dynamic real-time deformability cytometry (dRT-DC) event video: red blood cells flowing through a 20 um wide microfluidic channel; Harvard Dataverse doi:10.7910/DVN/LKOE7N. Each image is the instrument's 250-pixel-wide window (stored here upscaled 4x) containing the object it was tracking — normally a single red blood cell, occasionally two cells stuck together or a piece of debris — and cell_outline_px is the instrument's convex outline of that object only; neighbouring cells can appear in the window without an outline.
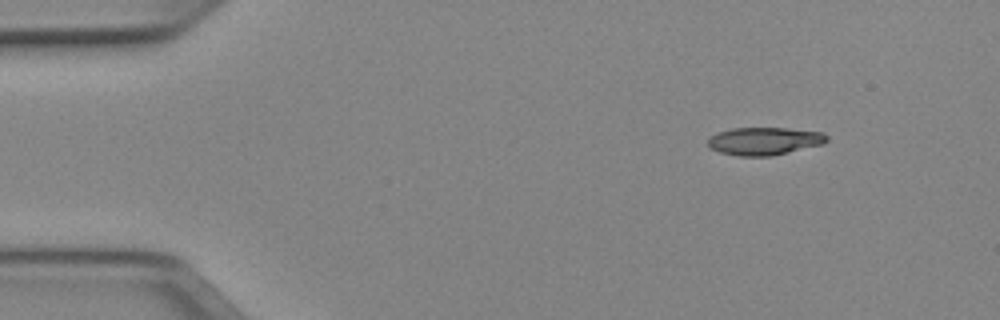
{"species": "Egyptian fruit bat (a non-hibernating species)", "species_latin": "Rousettus aegyptiacus", "temperature_condition": "cold", "stored_images_in_passage": 46, "camera_frame_rate_fps": 3000, "um_per_image_px": 0.085, "animal": {"sex": "female"}, "frame": {"image": 1, "passage_image": 1, "time_ms": 0.0, "image_size_px": [1000, 320], "cell_outline_px": [[828, 140], [824, 144], [772, 156], [740, 156], [720, 152], [712, 148], [708, 144], [708, 140], [716, 132], [732, 128], [784, 128], [824, 132], [828, 136]], "centroid_in_image_um": [65.01, 11.99], "position_along_channel_um": 20.0, "area_um2": 19.25}}
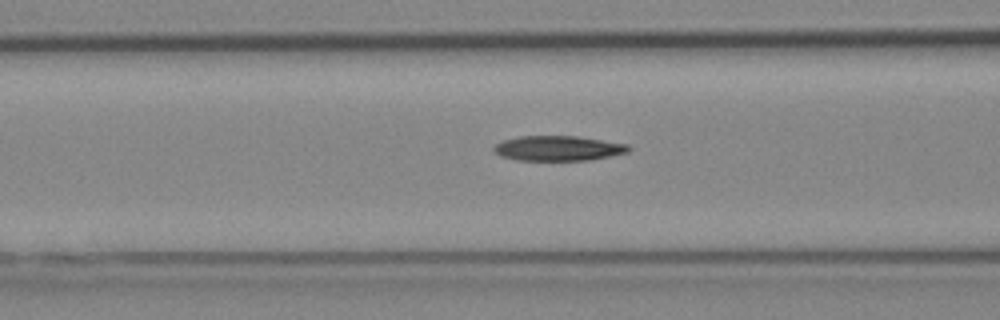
{"frame": {"image": 2, "passage_image": 15, "time_ms": 4.667, "image_size_px": [1000, 320], "cell_outline_px": [[632, 148], [628, 152], [588, 160], [516, 160], [500, 156], [492, 152], [492, 148], [496, 144], [504, 140], [520, 136], [576, 136], [628, 144]], "centroid_in_image_um": [47.41, 12.6], "position_along_channel_um": 119.2, "area_um2": 19.59}}
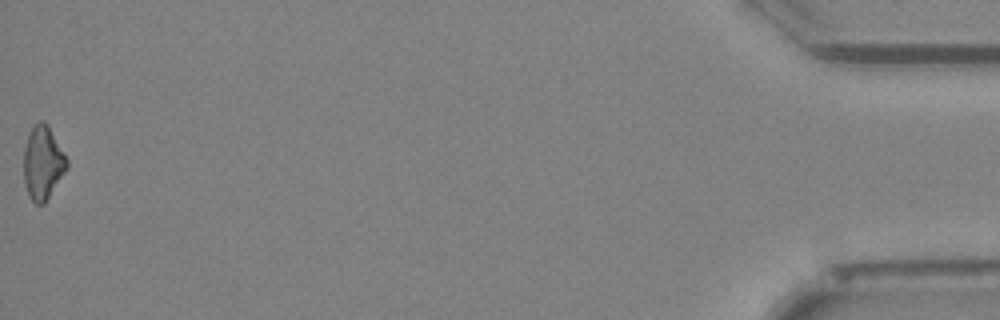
{"frame": {"image": 3, "passage_image": 46, "time_ms": 15.0, "image_size_px": [1000, 320], "cell_outline_px": [[68, 168], [44, 204], [36, 204], [28, 196], [24, 184], [24, 148], [28, 132], [40, 120], [44, 120], [48, 124], [68, 160]], "centroid_in_image_um": [3.64, 13.84], "position_along_channel_um": 431.6, "area_um2": 18.61}, "authors_computed_cell_mechanics": {"area_um2": 19.5075, "velocity_mm_per_s": 3.9749, "shape_relaxation_time_tau1_ms": 5.4717, "shape_relaxation_time_tau2_ms": null, "deformation_change_tau1": 0.1485, "deformation_change_tau2": null}}